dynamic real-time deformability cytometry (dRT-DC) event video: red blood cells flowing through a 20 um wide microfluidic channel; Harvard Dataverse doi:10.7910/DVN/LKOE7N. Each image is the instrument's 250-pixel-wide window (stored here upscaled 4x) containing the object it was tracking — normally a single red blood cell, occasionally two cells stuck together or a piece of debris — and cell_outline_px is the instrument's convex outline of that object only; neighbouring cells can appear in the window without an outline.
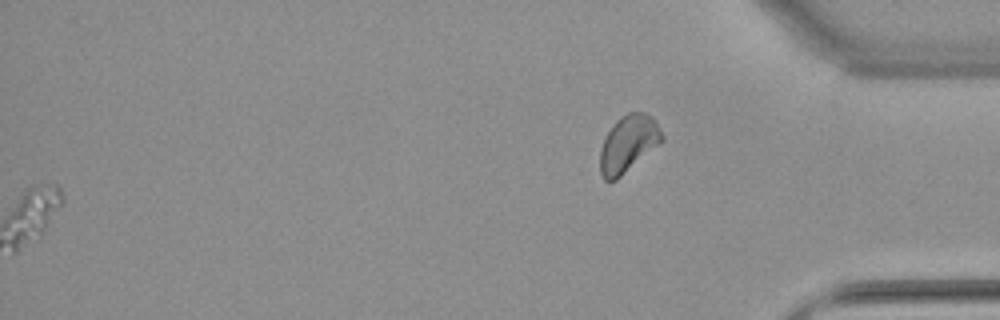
{"species": "common noctule bat (a hibernating species)", "species_latin": "Nyctalus noctula", "temperature_condition": "warm", "stored_images_in_passage": 46, "segment_of_instrument_passage": [2, 2], "camera_frame_rate_fps": 3000, "um_per_image_px": 0.085, "animal": {"sex": "female", "body_mass_g": 22.7, "forearm_length_mm": 54.2}, "frame": {"image": 1, "passage_image": 46, "time_ms": 15.0, "image_size_px": [1000, 320], "cell_outline_px": [[664, 140], [616, 180], [604, 180], [600, 172], [600, 148], [612, 124], [620, 116], [628, 112], [644, 112], [652, 116], [664, 136]], "centroid_in_image_um": [53.4, 12.2], "position_along_channel_um": 381.8, "area_um2": 20.4}}